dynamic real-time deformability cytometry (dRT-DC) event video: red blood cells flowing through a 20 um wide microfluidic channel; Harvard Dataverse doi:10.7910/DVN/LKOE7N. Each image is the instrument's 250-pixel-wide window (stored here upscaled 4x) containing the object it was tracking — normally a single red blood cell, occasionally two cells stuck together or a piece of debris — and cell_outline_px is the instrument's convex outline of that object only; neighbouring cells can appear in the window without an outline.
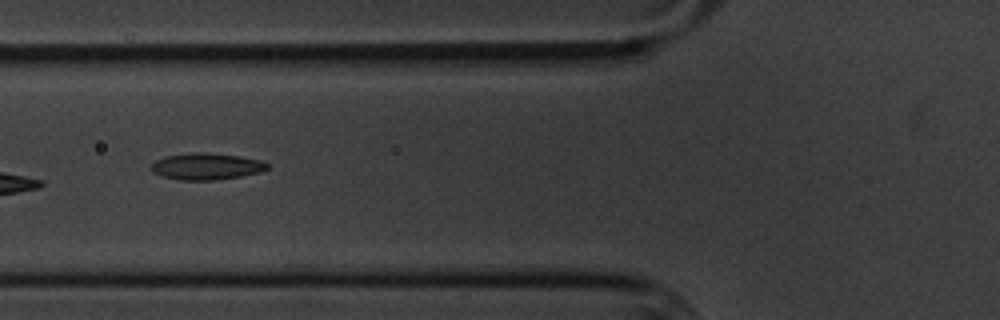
{"species": "common noctule bat (a hibernating species)", "species_latin": "Nyctalus noctula", "temperature_condition": "cold", "stored_images_in_passage": 16, "camera_frame_rate_fps": 3000, "um_per_image_px": 0.085, "animal": {"sex": "male", "body_mass_g": 20.1, "forearm_length_mm": 53.5}, "frame": {"image": 1, "passage_image": 7, "time_ms": 7.667, "image_size_px": [1000, 320], "cell_outline_px": [[268, 168], [260, 172], [240, 176], [216, 180], [180, 180], [160, 176], [152, 172], [148, 168], [156, 160], [164, 156], [188, 152], [204, 152], [240, 156], [260, 160], [268, 164]], "centroid_in_image_um": [17.48, 14.14], "position_along_channel_um": 108.3, "area_um2": 18.21}}
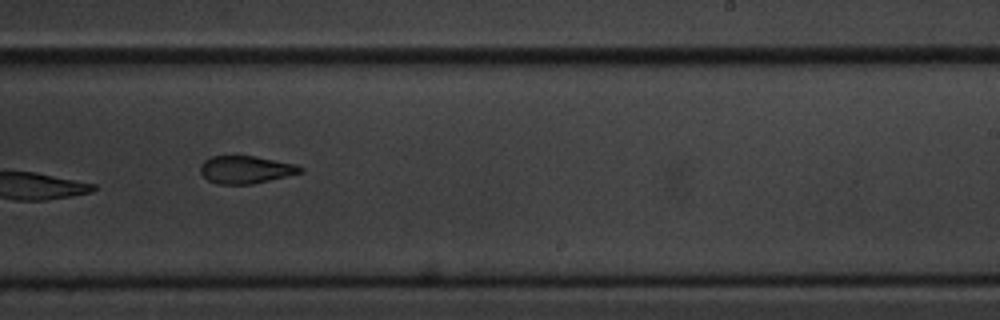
{"frame": {"image": 2, "passage_image": 11, "time_ms": 12.333, "image_size_px": [1000, 320], "cell_outline_px": [[304, 172], [252, 184], [216, 184], [208, 180], [200, 172], [200, 164], [204, 160], [212, 156], [232, 152], [256, 156], [296, 164], [304, 168]], "centroid_in_image_um": [20.85, 14.37], "position_along_channel_um": 268.1, "area_um2": 16.82}}
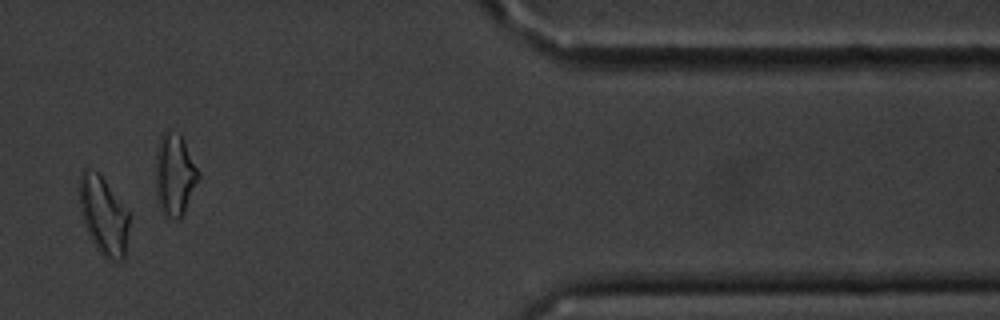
{"frame": {"image": 3, "passage_image": 14, "time_ms": 17.0, "image_size_px": [1000, 320], "cell_outline_px": [[128, 224], [124, 260], [108, 260], [96, 248], [84, 224], [80, 212], [80, 172], [84, 168], [88, 168], [96, 172], [104, 180], [128, 208]], "centroid_in_image_um": [8.8, 18.31], "position_along_channel_um": 402.6, "area_um2": 22.43}, "authors_computed_cell_mechanics": {"area_um2": 18.0914, "velocity_mm_per_s": 3.4262, "shape_relaxation_time_tau1_ms": 4.0874, "shape_relaxation_time_tau2_ms": null, "deformation_change_tau1": 0.1323, "deformation_change_tau2": null}}